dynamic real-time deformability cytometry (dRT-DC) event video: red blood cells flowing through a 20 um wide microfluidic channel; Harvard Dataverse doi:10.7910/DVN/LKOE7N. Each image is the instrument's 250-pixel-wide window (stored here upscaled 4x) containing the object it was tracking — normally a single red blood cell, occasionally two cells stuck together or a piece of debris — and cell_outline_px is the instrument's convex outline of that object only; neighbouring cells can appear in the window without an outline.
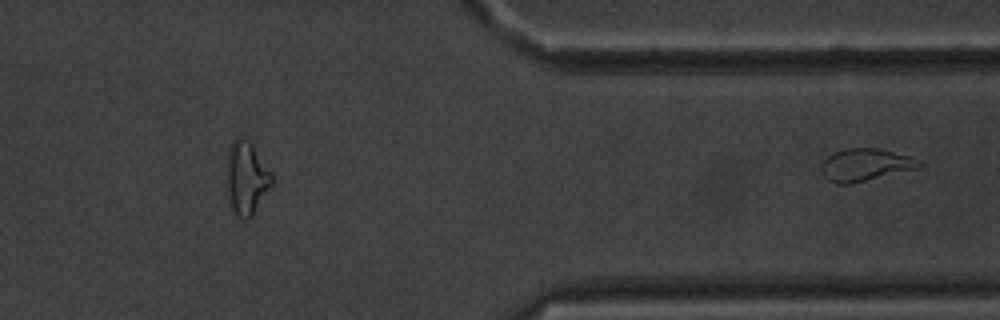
{"species": "common noctule bat (a hibernating species)", "species_latin": "Nyctalus noctula", "temperature_condition": "warm", "stored_images_in_passage": 32, "segment_of_instrument_passage": [2, 2], "camera_frame_rate_fps": 3000, "um_per_image_px": 0.085, "animal": {"sex": "male", "body_mass_g": 20.1, "forearm_length_mm": 53.5}, "frame": {"image": 1, "passage_image": 32, "time_ms": 10.333, "image_size_px": [1000, 320], "cell_outline_px": [[924, 164], [916, 168], [852, 184], [836, 184], [828, 180], [824, 176], [820, 168], [820, 164], [832, 152], [848, 148], [876, 148], [912, 156], [920, 160]], "centroid_in_image_um": [73.53, 14.01], "position_along_channel_um": 337.9, "area_um2": 18.55}}